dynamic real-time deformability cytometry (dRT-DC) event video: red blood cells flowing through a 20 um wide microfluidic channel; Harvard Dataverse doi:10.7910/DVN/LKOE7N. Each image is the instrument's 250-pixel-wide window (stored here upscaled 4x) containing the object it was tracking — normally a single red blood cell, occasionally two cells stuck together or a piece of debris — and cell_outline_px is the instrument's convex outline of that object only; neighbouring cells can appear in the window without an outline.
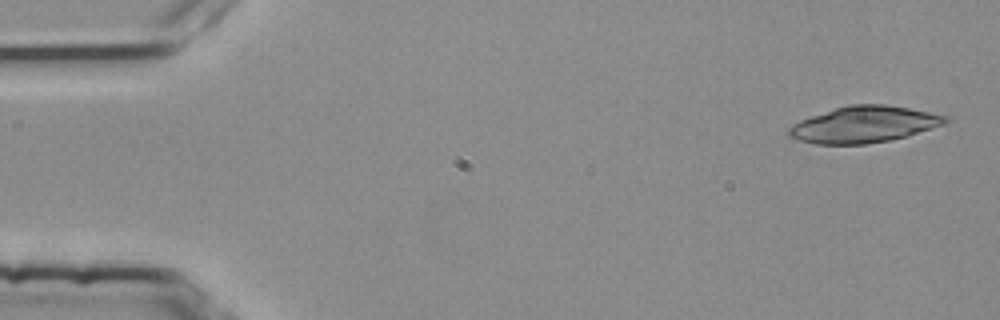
{"species": "common noctule bat (a hibernating species)", "species_latin": "Nyctalus noctula", "temperature_condition": "room temperature", "stored_images_in_passage": 3, "camera_frame_rate_fps": 3000, "um_per_image_px": 0.085, "animal": {"sex": "female", "body_mass_g": 25.1}, "frame": {"image": 1, "passage_image": 1, "time_ms": 0.0, "image_size_px": [1000, 320], "cell_outline_px": [[952, 120], [944, 124], [904, 136], [888, 140], [864, 144], [816, 144], [800, 140], [788, 136], [788, 128], [792, 124], [800, 120], [848, 104], [884, 104], [908, 108], [948, 116]], "centroid_in_image_um": [73.42, 10.57], "position_along_channel_um": 11.6, "area_um2": 32.77}}